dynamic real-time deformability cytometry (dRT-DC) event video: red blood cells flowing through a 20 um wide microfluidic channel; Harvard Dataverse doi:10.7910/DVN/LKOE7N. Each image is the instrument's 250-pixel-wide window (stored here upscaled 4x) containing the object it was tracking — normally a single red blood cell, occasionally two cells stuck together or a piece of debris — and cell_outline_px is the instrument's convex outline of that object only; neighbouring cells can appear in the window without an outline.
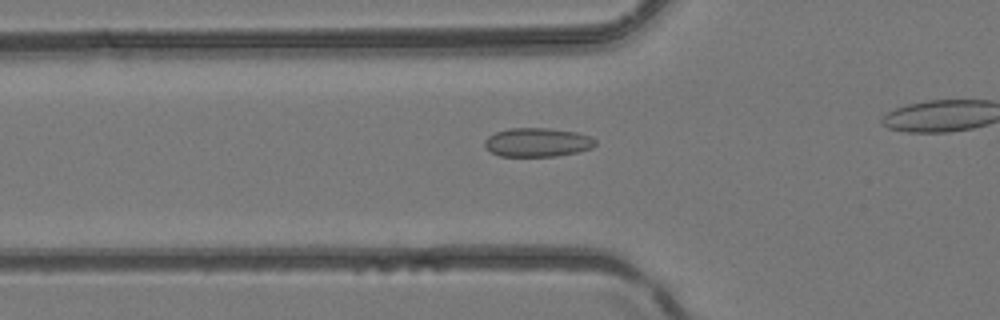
{"species": "common noctule bat (a hibernating species)", "species_latin": "Nyctalus noctula", "temperature_condition": "room temperature", "stored_images_in_passage": 29, "camera_frame_rate_fps": 3000, "um_per_image_px": 0.085, "animal": {"sex": "female", "body_mass_g": 24.6, "forearm_length_mm": 56.2}, "frame": {"image": 1, "passage_image": 9, "time_ms": 2.667, "image_size_px": [1000, 320], "cell_outline_px": [[596, 144], [592, 148], [576, 152], [556, 156], [500, 156], [492, 152], [484, 144], [484, 140], [488, 136], [496, 132], [508, 128], [548, 128], [576, 132], [588, 136], [596, 140]], "centroid_in_image_um": [45.67, 12.09], "position_along_channel_um": 80.1, "area_um2": 18.5}}
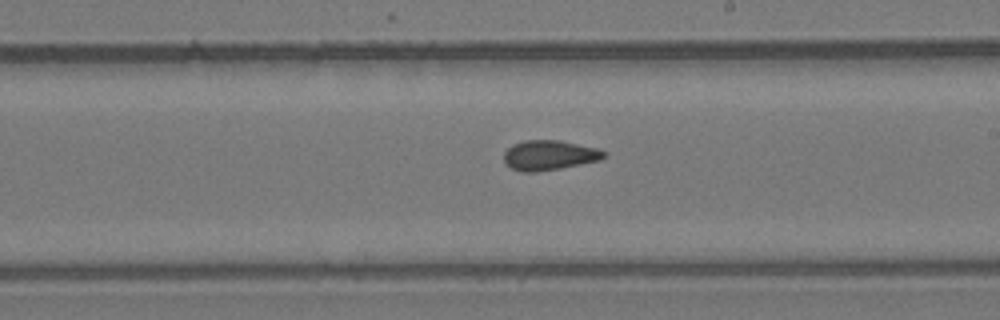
{"frame": {"image": 2, "passage_image": 19, "time_ms": 6.0, "image_size_px": [1000, 320], "cell_outline_px": [[608, 152], [600, 160], [560, 168], [536, 172], [520, 172], [504, 164], [504, 152], [512, 144], [524, 140], [560, 140], [600, 148]], "centroid_in_image_um": [46.69, 13.18], "position_along_channel_um": 242.3, "area_um2": 17.63}}
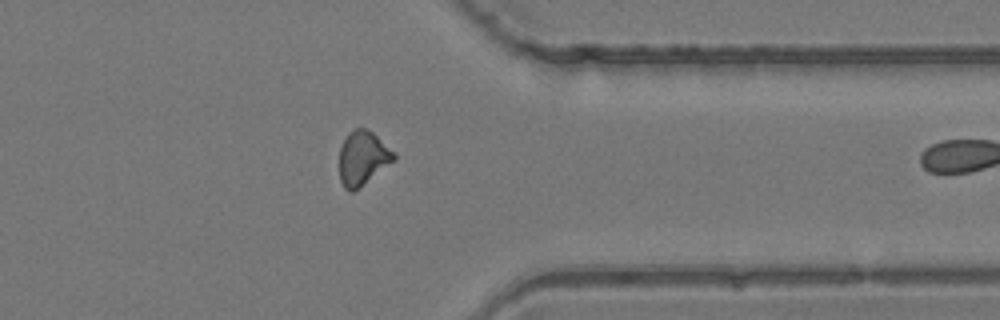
{"frame": {"image": 3, "passage_image": 28, "time_ms": 9.0, "image_size_px": [1000, 320], "cell_outline_px": [[396, 160], [352, 192], [348, 192], [344, 188], [340, 180], [340, 148], [348, 132], [356, 128], [368, 128], [396, 152]], "centroid_in_image_um": [30.85, 13.42], "position_along_channel_um": 380.5, "area_um2": 17.28}}